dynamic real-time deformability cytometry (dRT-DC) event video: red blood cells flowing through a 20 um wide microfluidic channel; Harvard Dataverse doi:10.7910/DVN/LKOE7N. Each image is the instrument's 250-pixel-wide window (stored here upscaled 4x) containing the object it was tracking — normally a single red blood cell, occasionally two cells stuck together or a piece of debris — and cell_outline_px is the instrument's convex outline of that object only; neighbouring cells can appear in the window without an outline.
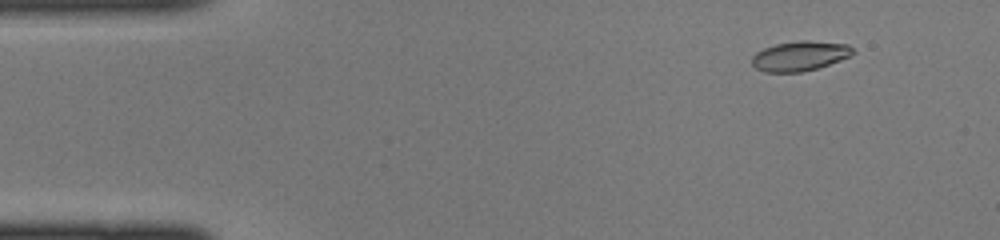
{"species": "common noctule bat (a hibernating species)", "species_latin": "Nyctalus noctula", "temperature_condition": "cold", "stored_images_in_passage": 45, "camera_frame_rate_fps": 3000, "um_per_image_px": 0.085, "animal": {"sex": "female", "body_mass_g": 22.0, "forearm_length_mm": 56.7}, "frame": {"image": 1, "passage_image": 5, "time_ms": 1.333, "image_size_px": [1000, 240], "cell_outline_px": [[856, 52], [840, 60], [816, 68], [800, 72], [764, 72], [756, 68], [752, 64], [752, 56], [756, 52], [764, 48], [776, 44], [800, 40], [808, 40], [848, 44]], "centroid_in_image_um": [67.97, 4.75], "position_along_channel_um": 17.0, "area_um2": 17.4}}
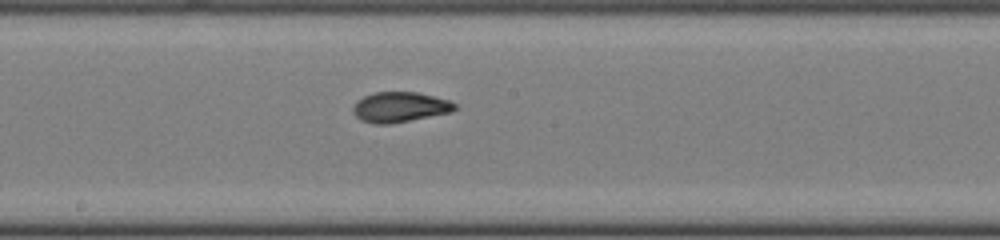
{"frame": {"image": 2, "passage_image": 24, "time_ms": 7.667, "image_size_px": [1000, 240], "cell_outline_px": [[456, 108], [452, 112], [392, 124], [372, 124], [360, 120], [352, 112], [352, 108], [356, 100], [372, 92], [416, 92], [448, 100], [456, 104]], "centroid_in_image_um": [33.94, 9.11], "position_along_channel_um": 214.3, "area_um2": 18.09}}
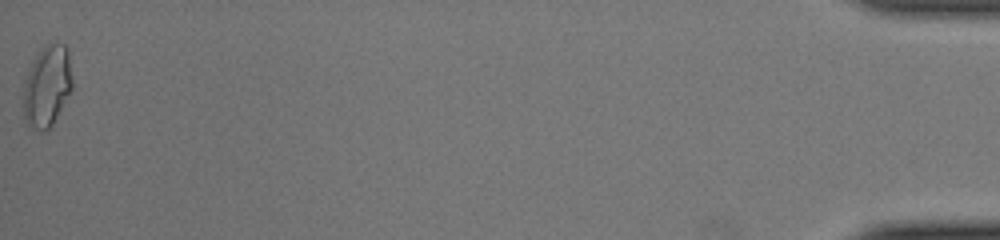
{"frame": {"image": 3, "passage_image": 45, "time_ms": 14.667, "image_size_px": [1000, 240], "cell_outline_px": [[72, 88], [52, 124], [44, 132], [40, 132], [32, 128], [28, 124], [24, 116], [20, 96], [24, 80], [40, 48], [56, 40], [64, 44], [68, 48], [72, 76]], "centroid_in_image_um": [3.97, 7.3], "position_along_channel_um": 431.2, "area_um2": 23.64}}